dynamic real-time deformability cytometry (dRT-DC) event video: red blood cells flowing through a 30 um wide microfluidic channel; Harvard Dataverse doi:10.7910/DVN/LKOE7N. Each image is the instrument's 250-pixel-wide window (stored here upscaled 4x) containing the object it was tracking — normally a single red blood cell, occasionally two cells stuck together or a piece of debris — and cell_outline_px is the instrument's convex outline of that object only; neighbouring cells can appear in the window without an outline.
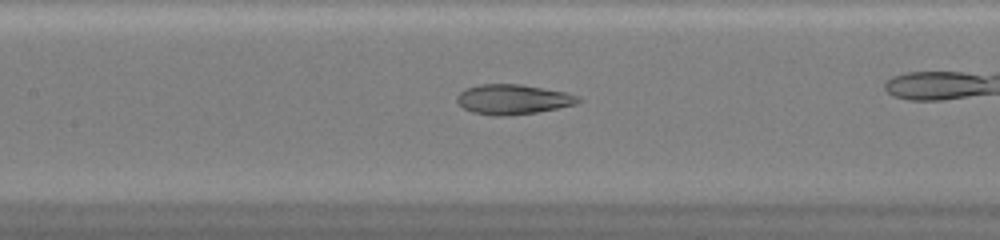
{"species": "common noctule bat (a hibernating species)", "species_latin": "Nyctalus noctula", "temperature_condition": "warm", "stored_images_in_passage": 39, "camera_frame_rate_fps": 3000, "um_per_image_px": 0.085, "animal": {"sex": "female", "body_mass_g": 20.0, "forearm_length_mm": 54.0}, "frame": {"image": 1, "passage_image": 23, "time_ms": 7.333, "image_size_px": [1000, 240], "cell_outline_px": [[584, 100], [576, 104], [536, 112], [504, 116], [492, 116], [472, 112], [464, 108], [456, 100], [456, 96], [464, 88], [480, 84], [520, 84], [568, 92], [580, 96]], "centroid_in_image_um": [43.61, 8.44], "position_along_channel_um": 163.8, "area_um2": 21.33}}
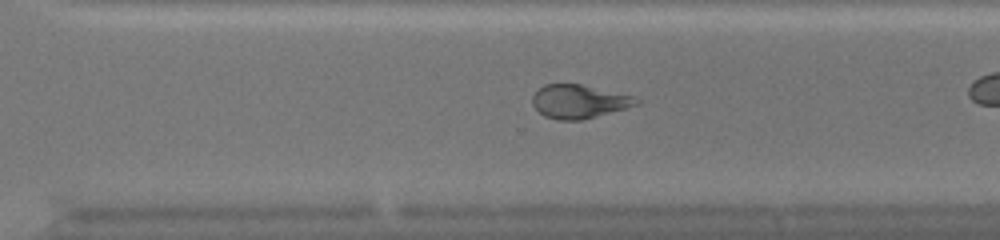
{"frame": {"image": 2, "passage_image": 34, "time_ms": 11.0, "image_size_px": [1000, 240], "cell_outline_px": [[640, 104], [584, 120], [556, 120], [544, 116], [532, 104], [532, 96], [544, 84], [580, 84], [636, 96], [640, 100]], "centroid_in_image_um": [49.24, 8.63], "position_along_channel_um": 321.4, "area_um2": 20.46}}